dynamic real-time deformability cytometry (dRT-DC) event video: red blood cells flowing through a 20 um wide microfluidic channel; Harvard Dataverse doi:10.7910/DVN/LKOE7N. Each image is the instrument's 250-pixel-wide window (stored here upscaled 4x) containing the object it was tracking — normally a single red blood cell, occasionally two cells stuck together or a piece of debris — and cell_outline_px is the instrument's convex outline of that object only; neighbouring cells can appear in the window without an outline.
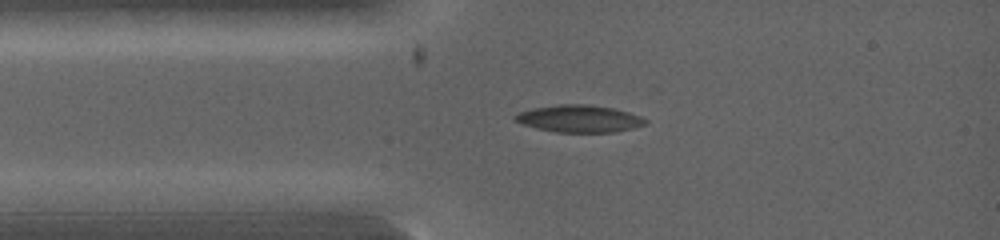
{"species": "common noctule bat (a hibernating species)", "species_latin": "Nyctalus noctula", "temperature_condition": "warm", "stored_images_in_passage": 3, "camera_frame_rate_fps": 5000, "um_per_image_px": 0.085, "animal": {"sex": "female", "body_mass_g": 19.0, "forearm_length_mm": 53.3}, "frame": {"image": 1, "passage_image": 1, "time_ms": 0.0, "image_size_px": [1000, 240], "cell_outline_px": [[648, 124], [616, 132], [556, 132], [536, 128], [512, 120], [512, 116], [520, 112], [532, 108], [560, 104], [588, 104], [612, 108], [628, 112], [640, 116], [648, 120]], "centroid_in_image_um": [49.23, 10.09], "position_along_channel_um": 35.8, "area_um2": 20.69}}